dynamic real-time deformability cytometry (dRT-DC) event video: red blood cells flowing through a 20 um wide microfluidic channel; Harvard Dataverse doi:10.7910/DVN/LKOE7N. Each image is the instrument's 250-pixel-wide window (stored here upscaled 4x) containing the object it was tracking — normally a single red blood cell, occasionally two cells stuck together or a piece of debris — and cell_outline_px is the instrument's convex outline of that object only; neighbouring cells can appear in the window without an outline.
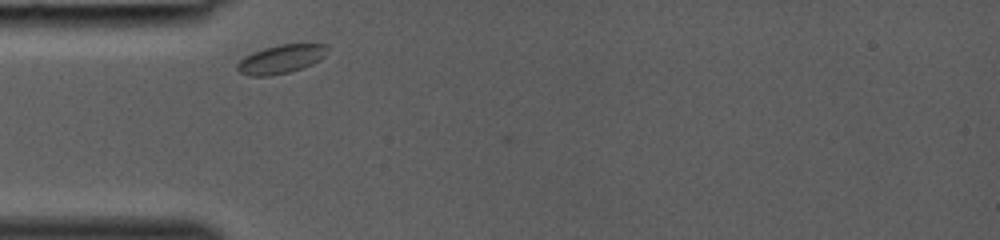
{"species": "common noctule bat (a hibernating species)", "species_latin": "Nyctalus noctula", "temperature_condition": "room temperature", "stored_images_in_passage": 24, "camera_frame_rate_fps": 3000, "um_per_image_px": 0.085, "animal": {"sex": "female", "body_mass_g": 19.0, "forearm_length_mm": 53.3}, "frame": {"image": 1, "passage_image": 1, "time_ms": 0.0, "image_size_px": [1000, 240], "cell_outline_px": [[328, 52], [320, 60], [304, 68], [288, 72], [268, 76], [248, 76], [240, 72], [236, 68], [236, 64], [244, 56], [252, 52], [264, 48], [280, 44], [328, 44]], "centroid_in_image_um": [23.89, 5.02], "position_along_channel_um": 61.1, "area_um2": 15.2}}
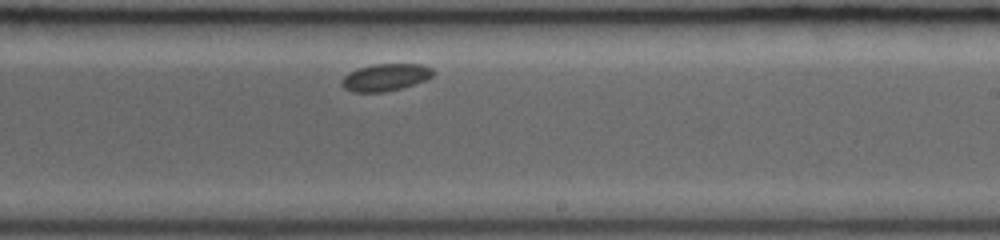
{"frame": {"image": 2, "passage_image": 14, "time_ms": 4.333, "image_size_px": [1000, 240], "cell_outline_px": [[432, 76], [424, 80], [400, 88], [384, 92], [352, 92], [344, 88], [340, 84], [340, 80], [344, 76], [356, 68], [372, 64], [420, 64], [432, 68]], "centroid_in_image_um": [32.69, 6.57], "position_along_channel_um": 256.3, "area_um2": 14.39}}
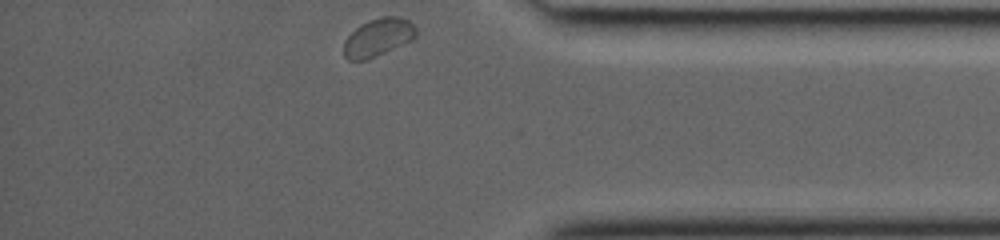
{"frame": {"image": 3, "passage_image": 24, "time_ms": 7.667, "image_size_px": [1000, 240], "cell_outline_px": [[416, 36], [412, 40], [368, 60], [348, 60], [344, 56], [344, 40], [360, 24], [368, 20], [384, 16], [400, 16], [408, 20], [416, 28]], "centroid_in_image_um": [32.13, 3.17], "position_along_channel_um": 403.1, "area_um2": 16.01}}